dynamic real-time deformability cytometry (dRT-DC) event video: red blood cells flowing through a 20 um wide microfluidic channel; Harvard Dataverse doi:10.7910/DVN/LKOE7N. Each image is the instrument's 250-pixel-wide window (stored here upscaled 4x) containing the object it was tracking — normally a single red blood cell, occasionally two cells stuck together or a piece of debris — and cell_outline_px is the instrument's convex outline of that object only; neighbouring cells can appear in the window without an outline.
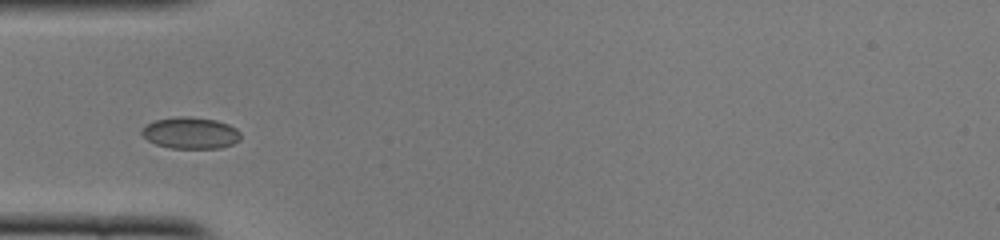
{"species": "common noctule bat (a hibernating species)", "species_latin": "Nyctalus noctula", "temperature_condition": "cold", "stored_images_in_passage": 13, "camera_frame_rate_fps": 3000, "um_per_image_px": 0.085, "animal": {"sex": "female", "body_mass_g": 22.0, "forearm_length_mm": 56.7}, "frame": {"image": 1, "passage_image": 10, "time_ms": 3.0, "image_size_px": [1000, 240], "cell_outline_px": [[240, 140], [232, 144], [220, 148], [172, 148], [156, 144], [148, 140], [140, 132], [148, 124], [156, 120], [176, 116], [192, 116], [216, 120], [228, 124], [236, 128], [240, 132]], "centroid_in_image_um": [16.22, 11.29], "position_along_channel_um": 68.8, "area_um2": 18.15}}